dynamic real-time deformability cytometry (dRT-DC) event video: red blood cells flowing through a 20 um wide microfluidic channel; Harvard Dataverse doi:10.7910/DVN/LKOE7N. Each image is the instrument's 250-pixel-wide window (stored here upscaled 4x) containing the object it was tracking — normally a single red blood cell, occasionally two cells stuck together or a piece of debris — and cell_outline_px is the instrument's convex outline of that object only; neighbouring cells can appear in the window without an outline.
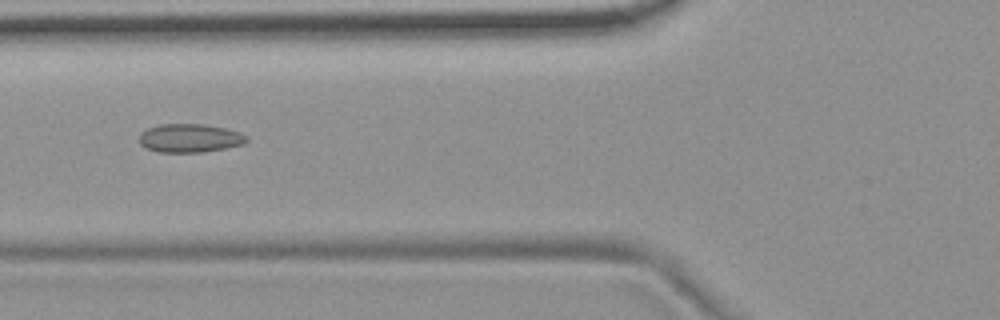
{"species": "common noctule bat (a hibernating species)", "species_latin": "Nyctalus noctula", "temperature_condition": "room temperature", "stored_images_in_passage": 7, "camera_frame_rate_fps": 3000, "um_per_image_px": 0.085, "animal": {"sex": "female", "body_mass_g": 19.9}, "frame": {"image": 1, "passage_image": 6, "time_ms": 6.0, "image_size_px": [1000, 320], "cell_outline_px": [[248, 140], [244, 144], [224, 148], [200, 152], [156, 152], [144, 148], [140, 144], [140, 132], [148, 128], [160, 124], [204, 124], [224, 128], [240, 132], [248, 136]], "centroid_in_image_um": [16.11, 11.74], "position_along_channel_um": 109.7, "area_um2": 17.92}}
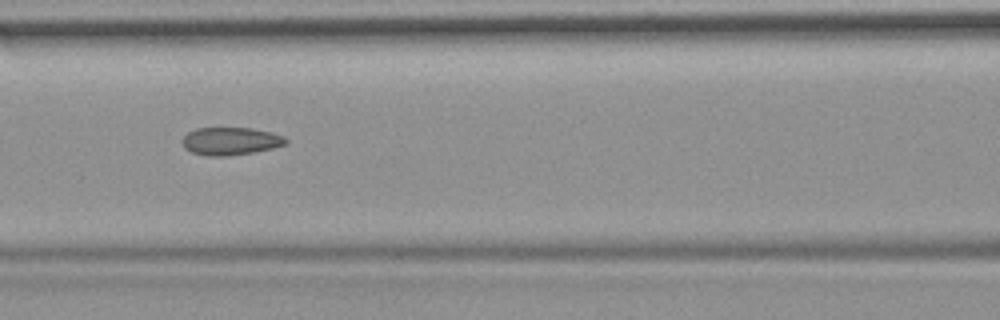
{"frame": {"image": 2, "passage_image": 7, "time_ms": 7.0, "image_size_px": [1000, 320], "cell_outline_px": [[288, 144], [272, 148], [252, 152], [228, 156], [204, 156], [192, 152], [184, 148], [184, 136], [188, 132], [196, 128], [252, 128], [272, 132], [284, 136], [288, 140]], "centroid_in_image_um": [19.63, 11.99], "position_along_channel_um": 147.0, "area_um2": 16.76}}